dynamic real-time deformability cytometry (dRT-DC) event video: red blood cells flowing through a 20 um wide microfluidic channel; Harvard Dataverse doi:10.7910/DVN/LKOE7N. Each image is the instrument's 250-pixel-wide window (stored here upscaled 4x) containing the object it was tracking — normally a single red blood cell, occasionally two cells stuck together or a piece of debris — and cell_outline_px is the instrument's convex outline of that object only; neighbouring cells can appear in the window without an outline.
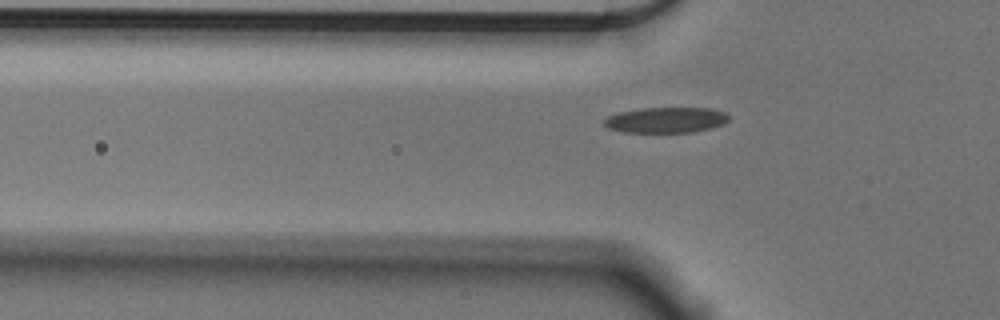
{"species": "Egyptian fruit bat (a non-hibernating species)", "species_latin": "Rousettus aegyptiacus", "temperature_condition": "cold", "stored_images_in_passage": 42, "camera_frame_rate_fps": 3000, "um_per_image_px": 0.085, "animal": {"sex": "male"}, "frame": {"image": 1, "passage_image": 7, "time_ms": 2.0, "image_size_px": [1000, 320], "cell_outline_px": [[728, 120], [724, 124], [712, 128], [692, 132], [624, 132], [608, 128], [600, 120], [608, 116], [620, 112], [640, 108], [708, 108], [724, 112], [728, 116]], "centroid_in_image_um": [56.58, 10.2], "position_along_channel_um": 69.2, "area_um2": 18.61}}
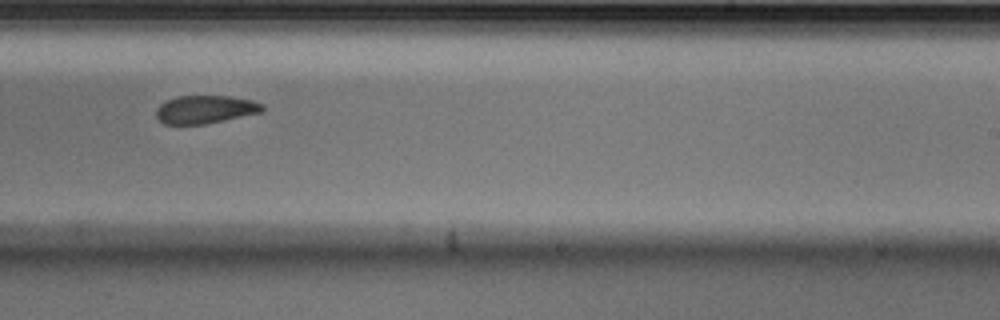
{"frame": {"image": 2, "passage_image": 24, "time_ms": 7.667, "image_size_px": [1000, 320], "cell_outline_px": [[264, 108], [260, 112], [204, 124], [164, 124], [156, 116], [156, 108], [160, 104], [176, 96], [228, 96], [252, 100], [264, 104]], "centroid_in_image_um": [17.42, 9.29], "position_along_channel_um": 271.6, "area_um2": 17.17}}
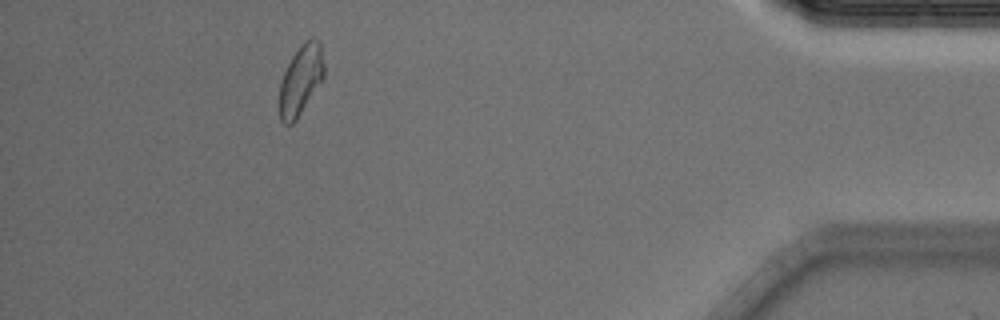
{"frame": {"image": 3, "passage_image": 40, "time_ms": 13.0, "image_size_px": [1000, 320], "cell_outline_px": [[324, 76], [296, 120], [292, 124], [284, 124], [280, 120], [280, 80], [292, 56], [300, 44], [312, 36], [320, 44], [324, 64]], "centroid_in_image_um": [25.55, 6.78], "position_along_channel_um": 409.6, "area_um2": 17.92}}